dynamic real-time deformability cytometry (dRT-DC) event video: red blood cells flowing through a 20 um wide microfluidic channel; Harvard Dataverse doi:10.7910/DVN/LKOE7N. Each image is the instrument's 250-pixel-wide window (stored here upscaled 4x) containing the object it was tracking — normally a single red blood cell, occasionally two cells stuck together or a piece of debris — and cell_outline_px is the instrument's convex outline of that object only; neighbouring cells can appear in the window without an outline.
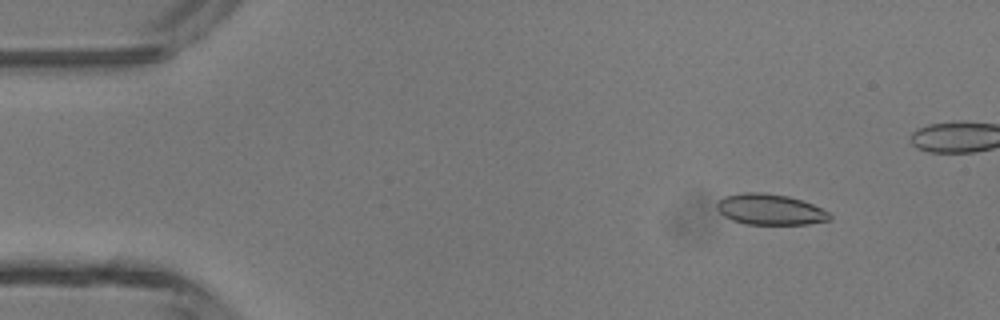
{"species": "common noctule bat (a hibernating species)", "species_latin": "Nyctalus noctula", "temperature_condition": "room temperature", "stored_images_in_passage": 41, "camera_frame_rate_fps": 3000, "um_per_image_px": 0.085, "animal": {"sex": "male", "body_mass_g": 13.3}, "frame": {"image": 1, "passage_image": 5, "time_ms": 1.333, "image_size_px": [1000, 320], "cell_outline_px": [[832, 220], [808, 224], [744, 224], [732, 220], [724, 216], [716, 208], [716, 204], [724, 196], [744, 192], [764, 192], [788, 196], [812, 204], [828, 212], [832, 216]], "centroid_in_image_um": [65.45, 17.8], "position_along_channel_um": 19.6, "area_um2": 20.29}}
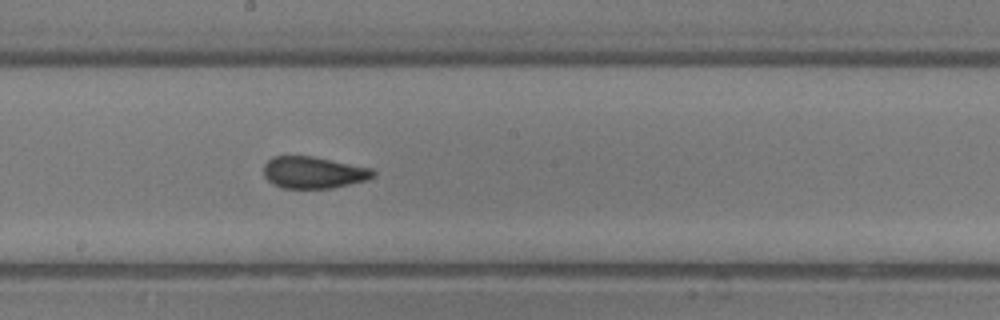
{"frame": {"image": 2, "passage_image": 25, "time_ms": 8.0, "image_size_px": [1000, 320], "cell_outline_px": [[376, 172], [368, 180], [332, 188], [280, 188], [272, 184], [264, 176], [264, 164], [272, 156], [312, 156], [372, 168]], "centroid_in_image_um": [26.63, 14.66], "position_along_channel_um": 221.6, "area_um2": 20.35}}
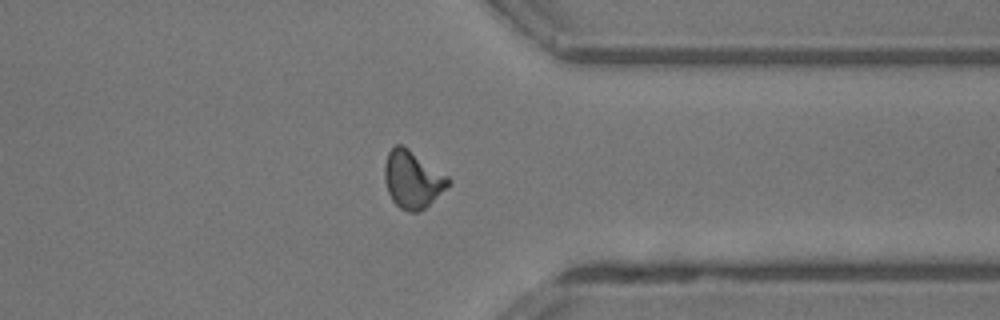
{"frame": {"image": 3, "passage_image": 36, "time_ms": 11.667, "image_size_px": [1000, 320], "cell_outline_px": [[452, 180], [420, 212], [408, 212], [400, 208], [392, 200], [388, 192], [384, 180], [384, 164], [388, 152], [396, 144], [404, 144], [448, 176]], "centroid_in_image_um": [35.02, 15.22], "position_along_channel_um": 376.4, "area_um2": 21.21}}